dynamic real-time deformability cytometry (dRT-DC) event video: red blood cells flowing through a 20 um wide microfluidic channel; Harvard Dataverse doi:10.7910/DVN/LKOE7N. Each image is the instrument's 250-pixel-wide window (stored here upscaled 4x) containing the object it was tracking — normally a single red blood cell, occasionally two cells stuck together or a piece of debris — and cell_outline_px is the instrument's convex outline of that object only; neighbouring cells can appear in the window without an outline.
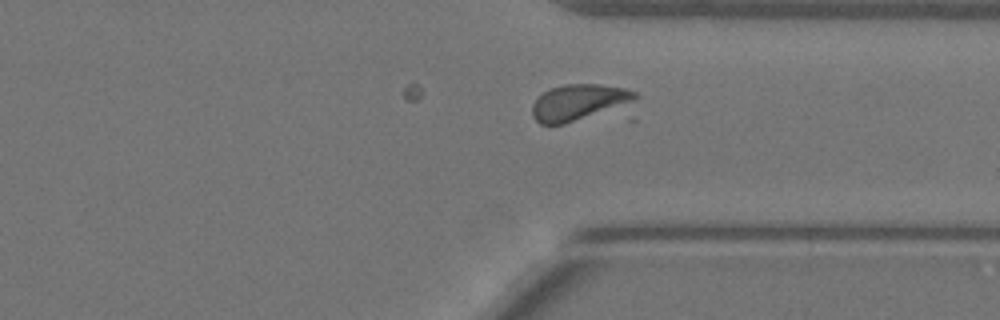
{"species": "Egyptian fruit bat (a non-hibernating species)", "species_latin": "Rousettus aegyptiacus", "temperature_condition": "warm", "stored_images_in_passage": 24, "camera_frame_rate_fps": 3000, "um_per_image_px": 0.085, "animal": {"sex": "female"}, "frame": {"image": 1, "passage_image": 24, "time_ms": 7.667, "image_size_px": [1000, 320], "cell_outline_px": [[640, 96], [636, 100], [628, 104], [564, 124], [540, 124], [532, 116], [532, 104], [548, 88], [564, 84], [600, 84], [624, 88], [636, 92]], "centroid_in_image_um": [49.19, 8.68], "position_along_channel_um": 362.2, "area_um2": 21.56}}